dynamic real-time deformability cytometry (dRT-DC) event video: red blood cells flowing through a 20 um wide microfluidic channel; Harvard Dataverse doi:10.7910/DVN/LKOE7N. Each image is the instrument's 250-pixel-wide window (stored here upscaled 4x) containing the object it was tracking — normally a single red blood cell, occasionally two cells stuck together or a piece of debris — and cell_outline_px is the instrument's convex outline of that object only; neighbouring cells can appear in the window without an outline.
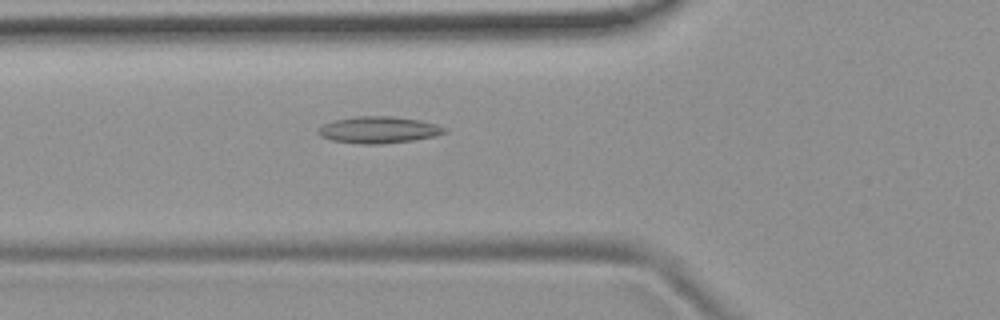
{"species": "common noctule bat (a hibernating species)", "species_latin": "Nyctalus noctula", "temperature_condition": "room temperature", "stored_images_in_passage": 53, "camera_frame_rate_fps": 3000, "um_per_image_px": 0.085, "animal": {"sex": "female", "body_mass_g": 19.9}, "frame": {"image": 1, "passage_image": 19, "time_ms": 6.0, "image_size_px": [1000, 320], "cell_outline_px": [[448, 132], [436, 136], [412, 140], [380, 144], [360, 144], [332, 140], [320, 136], [320, 128], [324, 124], [336, 120], [360, 116], [392, 116], [420, 120], [436, 124], [448, 128]], "centroid_in_image_um": [32.26, 11.04], "position_along_channel_um": 93.5, "area_um2": 19.48}}
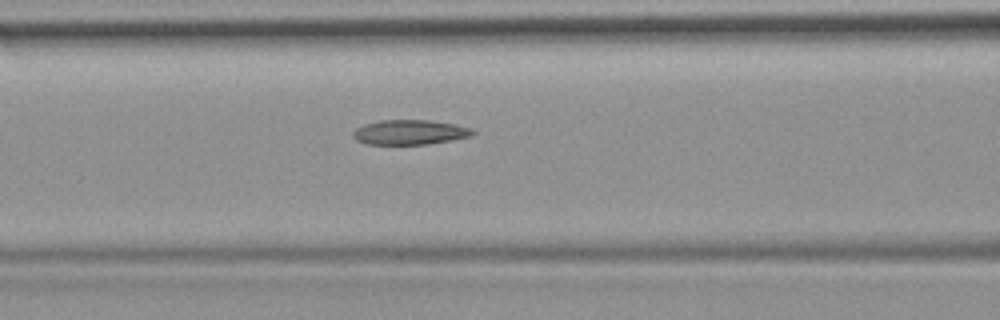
{"frame": {"image": 2, "passage_image": 22, "time_ms": 7.0, "image_size_px": [1000, 320], "cell_outline_px": [[476, 132], [472, 136], [452, 140], [428, 144], [368, 144], [356, 140], [352, 136], [352, 132], [356, 128], [364, 124], [380, 120], [428, 120], [456, 124], [472, 128]], "centroid_in_image_um": [34.85, 11.24], "position_along_channel_um": 131.8, "area_um2": 17.4}}
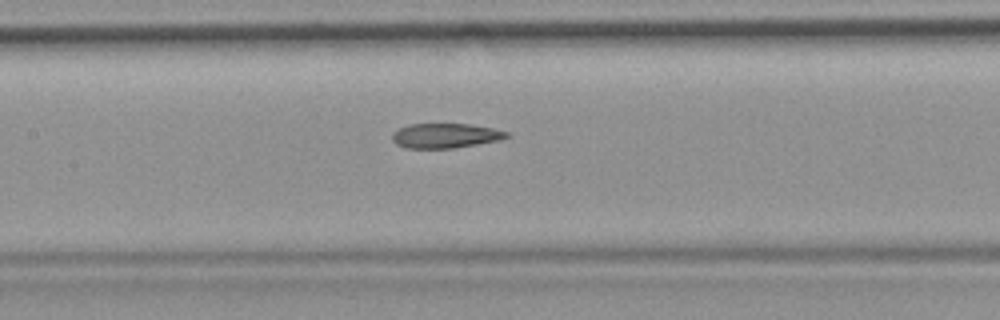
{"frame": {"image": 3, "passage_image": 25, "time_ms": 8.0, "image_size_px": [1000, 320], "cell_outline_px": [[508, 136], [500, 140], [452, 148], [404, 148], [396, 144], [392, 140], [392, 132], [408, 124], [468, 124], [492, 128], [508, 132]], "centroid_in_image_um": [37.81, 11.53], "position_along_channel_um": 169.6, "area_um2": 16.36}, "authors_computed_cell_mechanics": {"area_um2": 17.8602, "velocity_mm_per_s": 3.7884, "shape_relaxation_time_tau1_ms": null, "shape_relaxation_time_tau2_ms": 3.5061, "deformation_change_tau1": null, "deformation_change_tau2": 0.1199}}